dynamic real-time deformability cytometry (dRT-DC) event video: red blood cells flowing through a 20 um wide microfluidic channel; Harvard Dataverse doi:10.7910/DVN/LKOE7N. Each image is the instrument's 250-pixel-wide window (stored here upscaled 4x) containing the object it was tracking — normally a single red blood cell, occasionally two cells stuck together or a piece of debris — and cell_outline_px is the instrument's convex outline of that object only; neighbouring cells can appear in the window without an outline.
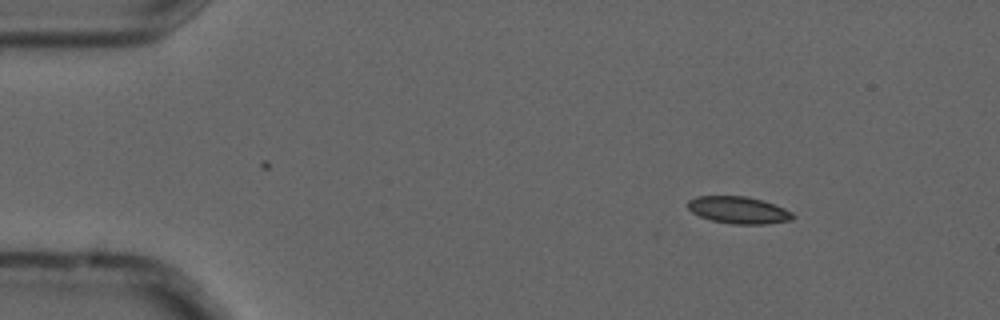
{"species": "common noctule bat (a hibernating species)", "species_latin": "Nyctalus noctula", "temperature_condition": "cold", "stored_images_in_passage": 4, "camera_frame_rate_fps": 3000, "um_per_image_px": 0.085, "animal": {"sex": "male", "forearm_length_mm": 52.5}, "frame": {"image": 1, "passage_image": 1, "time_ms": 0.0, "image_size_px": [1000, 320], "cell_outline_px": [[796, 216], [792, 220], [764, 224], [732, 224], [712, 220], [700, 216], [692, 212], [688, 208], [688, 200], [696, 196], [748, 196], [784, 208], [792, 212]], "centroid_in_image_um": [62.77, 17.85], "position_along_channel_um": 22.2, "area_um2": 16.47}}
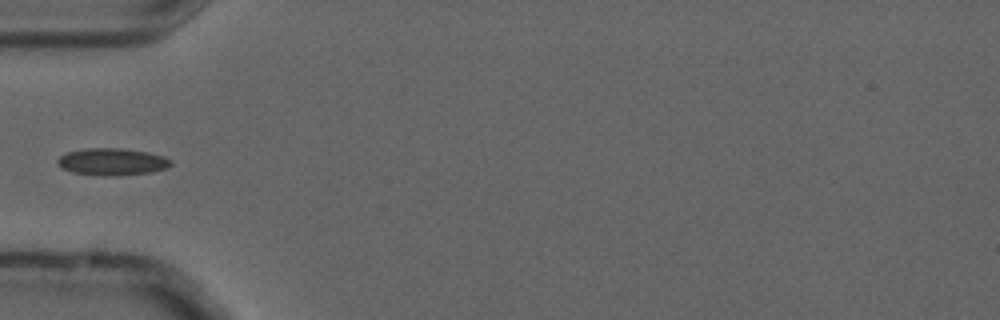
{"frame": {"image": 2, "passage_image": 4, "time_ms": 1.0, "image_size_px": [1000, 320], "cell_outline_px": [[172, 164], [168, 168], [152, 172], [120, 176], [100, 176], [72, 172], [56, 164], [56, 160], [60, 156], [68, 152], [88, 148], [120, 148], [148, 152], [164, 156], [172, 160]], "centroid_in_image_um": [9.56, 13.76], "position_along_channel_um": 75.4, "area_um2": 18.09}}